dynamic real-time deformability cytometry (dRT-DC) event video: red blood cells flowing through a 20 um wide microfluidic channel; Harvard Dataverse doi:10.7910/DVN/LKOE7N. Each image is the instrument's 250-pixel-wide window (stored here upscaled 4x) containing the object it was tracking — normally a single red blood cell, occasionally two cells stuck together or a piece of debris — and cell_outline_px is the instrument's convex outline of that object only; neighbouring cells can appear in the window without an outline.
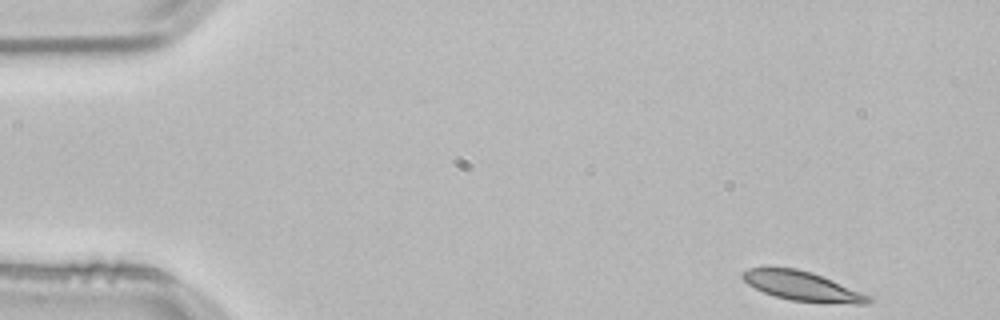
{"species": "common noctule bat (a hibernating species)", "species_latin": "Nyctalus noctula", "temperature_condition": "room temperature", "stored_images_in_passage": 3, "camera_frame_rate_fps": 3000, "um_per_image_px": 0.085, "animal": {"sex": "male", "body_mass_g": 21.5, "forearm_length_mm": 52.0}, "frame": {"image": 1, "passage_image": 1, "time_ms": 0.0, "image_size_px": [1000, 320], "cell_outline_px": [[872, 300], [868, 304], [856, 304], [792, 300], [776, 296], [764, 292], [748, 284], [740, 276], [740, 272], [748, 268], [796, 268], [812, 272], [872, 296]], "centroid_in_image_um": [68.2, 24.31], "position_along_channel_um": 16.8, "area_um2": 21.27}}
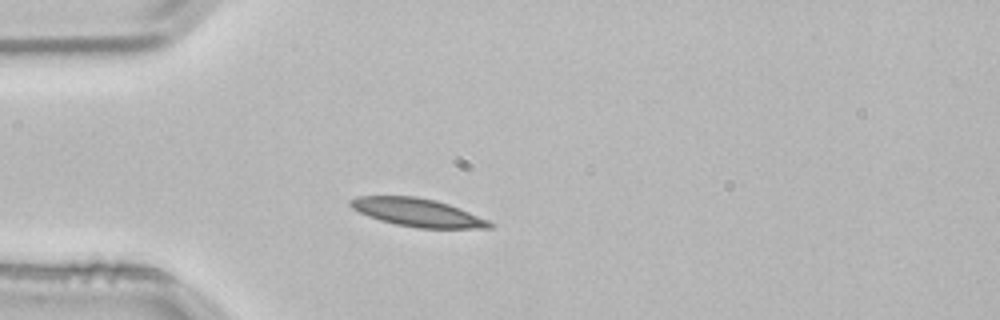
{"frame": {"image": 2, "passage_image": 3, "time_ms": 0.667, "image_size_px": [1000, 320], "cell_outline_px": [[496, 224], [492, 228], [416, 228], [396, 224], [380, 220], [368, 216], [352, 208], [348, 204], [348, 200], [360, 196], [416, 196], [436, 200], [448, 204], [488, 220]], "centroid_in_image_um": [35.48, 18.06], "position_along_channel_um": 49.5, "area_um2": 22.72}}